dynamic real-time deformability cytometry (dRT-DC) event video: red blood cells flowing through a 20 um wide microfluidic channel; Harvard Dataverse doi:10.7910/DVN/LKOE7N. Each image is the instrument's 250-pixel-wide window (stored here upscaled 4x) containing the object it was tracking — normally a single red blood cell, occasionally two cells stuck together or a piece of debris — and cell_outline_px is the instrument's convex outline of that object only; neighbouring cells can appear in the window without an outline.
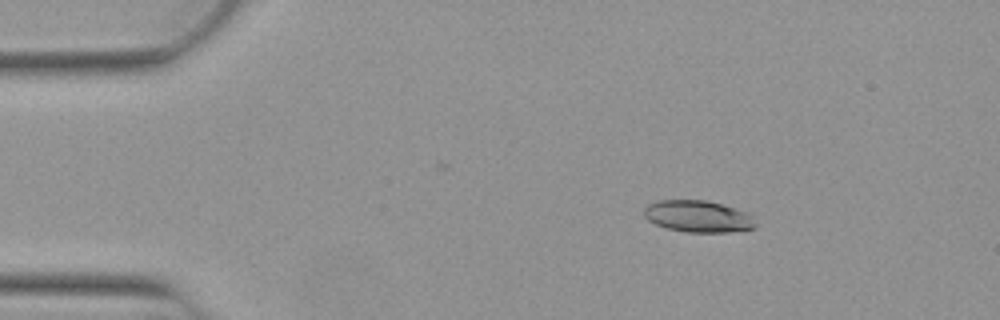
{"species": "Egyptian fruit bat (a non-hibernating species)", "species_latin": "Rousettus aegyptiacus", "temperature_condition": "warm", "stored_images_in_passage": 53, "camera_frame_rate_fps": 3000, "um_per_image_px": 0.085, "animal": {"sex": "female"}, "frame": {"image": 1, "passage_image": 9, "time_ms": 2.667, "image_size_px": [1000, 320], "cell_outline_px": [[756, 228], [728, 232], [688, 232], [668, 228], [656, 224], [648, 220], [644, 216], [644, 208], [648, 204], [656, 200], [704, 200], [720, 204], [748, 212], [752, 216], [756, 224]], "centroid_in_image_um": [59.33, 18.39], "position_along_channel_um": 25.7, "area_um2": 20.58}}
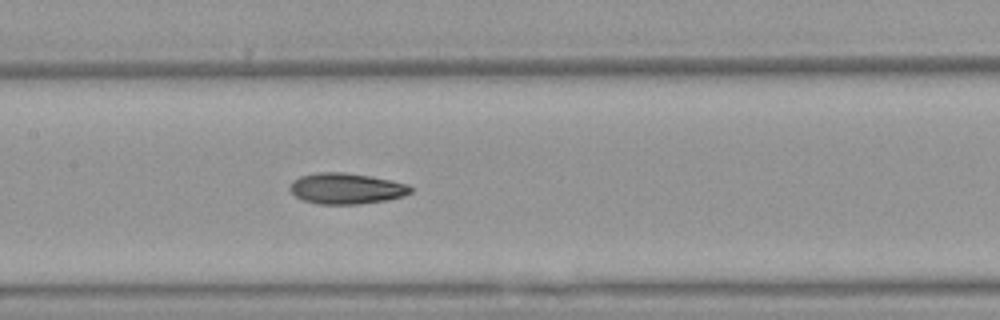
{"frame": {"image": 2, "passage_image": 26, "time_ms": 8.333, "image_size_px": [1000, 320], "cell_outline_px": [[412, 192], [404, 196], [388, 200], [360, 204], [320, 204], [304, 200], [296, 196], [288, 188], [292, 180], [300, 176], [316, 172], [344, 172], [392, 180], [408, 184], [412, 188]], "centroid_in_image_um": [29.44, 16.02], "position_along_channel_um": 178.0, "area_um2": 21.85}}
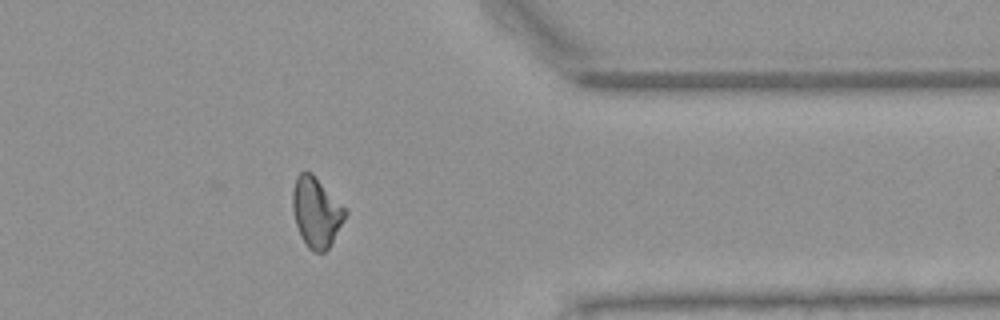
{"frame": {"image": 3, "passage_image": 43, "time_ms": 14.0, "image_size_px": [1000, 320], "cell_outline_px": [[348, 212], [332, 244], [324, 252], [312, 252], [308, 248], [300, 236], [296, 224], [292, 208], [292, 192], [296, 176], [300, 172], [312, 172], [348, 208]], "centroid_in_image_um": [26.91, 18.02], "position_along_channel_um": 384.5, "area_um2": 21.96}, "authors_computed_cell_mechanics": {"area_um2": 21.386, "velocity_mm_per_s": 3.9036, "shape_relaxation_time_tau1_ms": null, "shape_relaxation_time_tau2_ms": 4.4134, "deformation_change_tau1": null, "deformation_change_tau2": 0.1016}}